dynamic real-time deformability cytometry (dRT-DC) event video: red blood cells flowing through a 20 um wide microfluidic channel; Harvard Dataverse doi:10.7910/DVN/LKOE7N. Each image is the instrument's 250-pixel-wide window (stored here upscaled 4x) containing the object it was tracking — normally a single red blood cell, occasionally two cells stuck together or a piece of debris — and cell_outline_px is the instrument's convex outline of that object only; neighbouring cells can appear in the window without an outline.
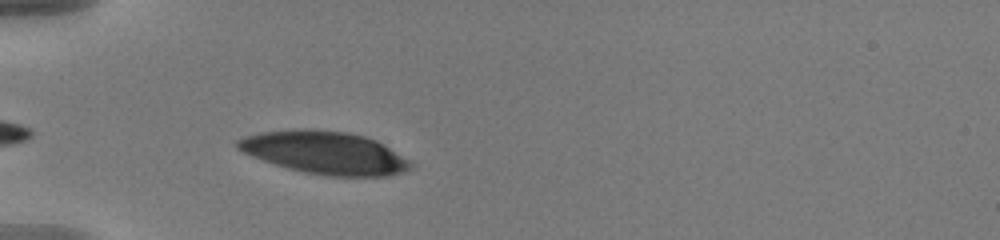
{"species": "human", "species_latin": "Homo sapiens", "temperature_condition": "warm", "stored_images_in_passage": 38, "camera_frame_rate_fps": 3000, "um_per_image_px": 0.085, "donor": {"sex": "male"}, "frame": {"image": 1, "passage_image": 3, "time_ms": 0.667, "image_size_px": [1000, 240], "cell_outline_px": [[416, 164], [412, 168], [404, 172], [384, 176], [328, 176], [304, 172], [288, 168], [252, 156], [236, 148], [236, 140], [244, 136], [260, 132], [300, 128], [312, 128], [348, 132], [364, 136], [376, 140], [412, 160]], "centroid_in_image_um": [27.65, 12.97], "position_along_channel_um": 57.3, "area_um2": 43.41}}
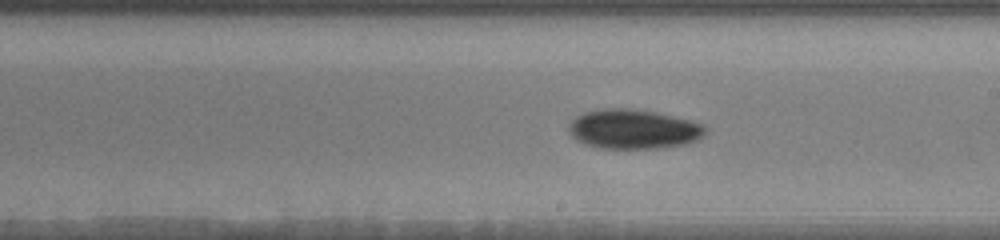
{"frame": {"image": 2, "passage_image": 15, "time_ms": 4.667, "image_size_px": [1000, 240], "cell_outline_px": [[708, 128], [704, 136], [696, 140], [684, 144], [656, 148], [600, 148], [584, 144], [576, 140], [568, 132], [568, 124], [576, 116], [584, 112], [604, 108], [628, 108], [656, 112], [704, 124]], "centroid_in_image_um": [53.82, 10.97], "position_along_channel_um": 235.2, "area_um2": 31.5}}
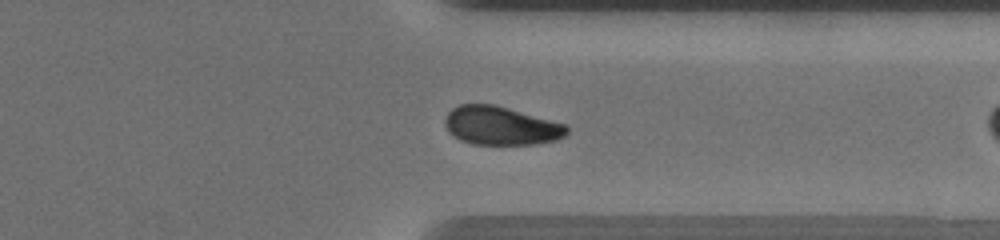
{"frame": {"image": 3, "passage_image": 26, "time_ms": 8.333, "image_size_px": [1000, 240], "cell_outline_px": [[568, 132], [564, 136], [556, 140], [536, 144], [472, 144], [460, 140], [452, 136], [448, 132], [444, 124], [444, 120], [448, 112], [452, 108], [460, 104], [496, 104], [568, 124]], "centroid_in_image_um": [42.58, 10.68], "position_along_channel_um": 368.8, "area_um2": 27.8}, "authors_computed_cell_mechanics": {"area_um2": 29.9982, "velocity_mm_per_s": 3.6528, "shape_relaxation_time_tau1_ms": 2.2704, "shape_relaxation_time_tau2_ms": 7.1678, "deformation_change_tau1": 0.1042, "deformation_change_tau2": 0.1003}}